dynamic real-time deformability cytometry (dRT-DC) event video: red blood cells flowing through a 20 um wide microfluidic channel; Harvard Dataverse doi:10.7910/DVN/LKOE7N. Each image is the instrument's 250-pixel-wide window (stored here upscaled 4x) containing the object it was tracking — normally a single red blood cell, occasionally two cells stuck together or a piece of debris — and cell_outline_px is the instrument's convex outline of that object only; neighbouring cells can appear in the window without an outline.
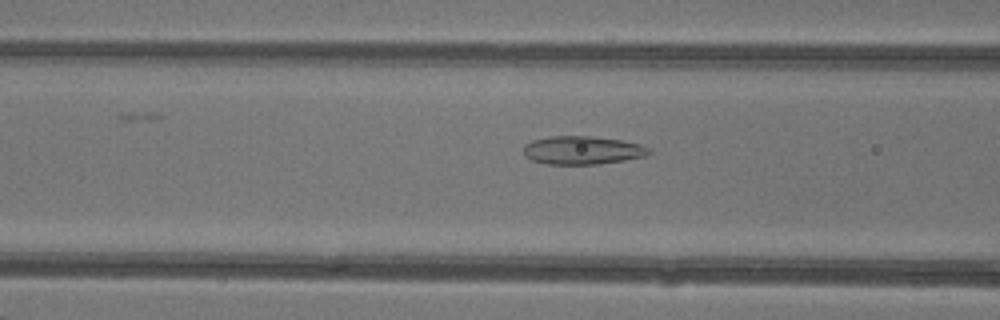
{"species": "common noctule bat (a hibernating species)", "species_latin": "Nyctalus noctula", "temperature_condition": "warm", "stored_images_in_passage": 49, "camera_frame_rate_fps": 3000, "um_per_image_px": 0.085, "animal": {"sex": "female"}, "frame": {"image": 1, "passage_image": 20, "time_ms": 6.333, "image_size_px": [1000, 320], "cell_outline_px": [[652, 152], [644, 156], [624, 160], [596, 164], [544, 164], [532, 160], [524, 156], [524, 144], [532, 140], [552, 136], [588, 136], [624, 140], [640, 144], [648, 148]], "centroid_in_image_um": [49.48, 12.77], "position_along_channel_um": 117.1, "area_um2": 20.69}}
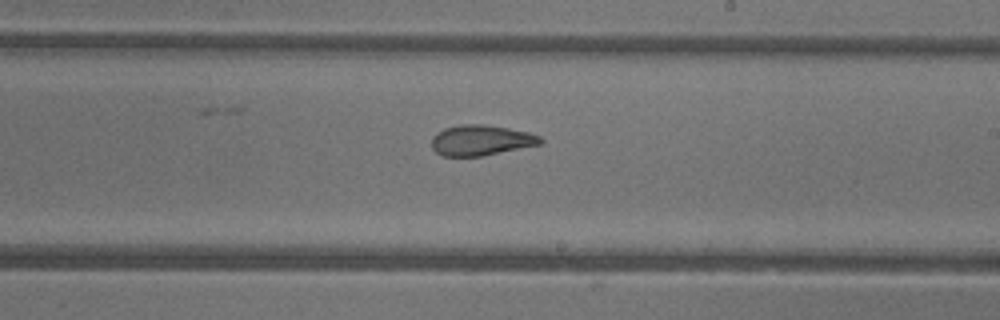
{"frame": {"image": 2, "passage_image": 29, "time_ms": 9.333, "image_size_px": [1000, 320], "cell_outline_px": [[544, 140], [540, 144], [484, 156], [440, 156], [432, 148], [432, 136], [436, 132], [444, 128], [460, 124], [480, 124], [508, 128], [528, 132], [540, 136]], "centroid_in_image_um": [40.86, 11.92], "position_along_channel_um": 248.1, "area_um2": 19.42}}
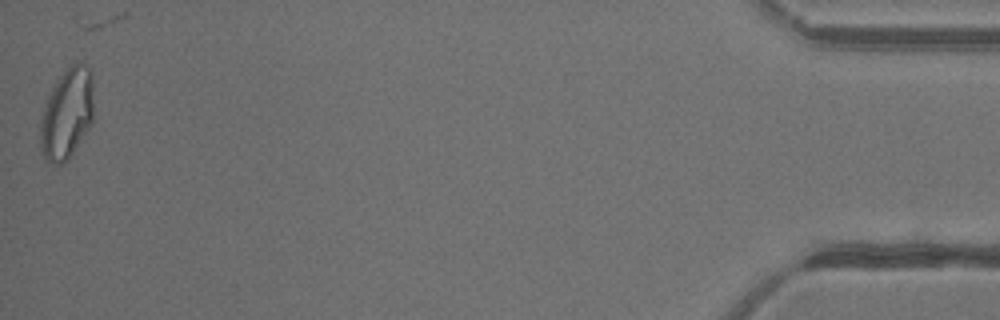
{"frame": {"image": 3, "passage_image": 48, "time_ms": 15.667, "image_size_px": [1000, 320], "cell_outline_px": [[92, 120], [88, 128], [68, 160], [64, 164], [48, 164], [44, 160], [40, 152], [40, 124], [44, 108], [48, 96], [52, 88], [60, 76], [76, 60], [84, 60], [92, 76]], "centroid_in_image_um": [5.66, 9.69], "position_along_channel_um": 429.5, "area_um2": 28.26}, "authors_computed_cell_mechanics": {"area_um2": 22.831, "velocity_mm_per_s": 4.3632, "shape_relaxation_time_tau1_ms": null, "shape_relaxation_time_tau2_ms": 1.3557, "deformation_change_tau1": null, "deformation_change_tau2": 0.0735}}